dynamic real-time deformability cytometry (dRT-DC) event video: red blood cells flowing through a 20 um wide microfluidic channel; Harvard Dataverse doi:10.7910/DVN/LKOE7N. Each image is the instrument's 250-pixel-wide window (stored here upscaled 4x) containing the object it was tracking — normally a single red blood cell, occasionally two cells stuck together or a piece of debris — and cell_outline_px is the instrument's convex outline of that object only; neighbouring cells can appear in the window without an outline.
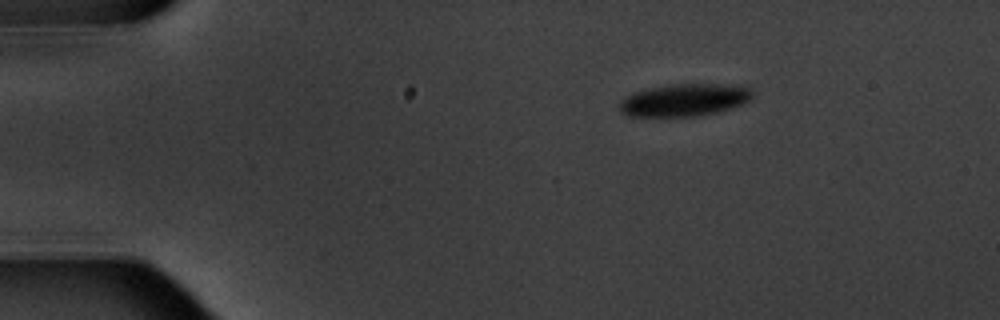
{"species": "common noctule bat (a hibernating species)", "species_latin": "Nyctalus noctula", "temperature_condition": "warm", "stored_images_in_passage": 3, "camera_frame_rate_fps": 3000, "um_per_image_px": 0.085, "animal": {"sex": "male", "body_mass_g": 20.1, "forearm_length_mm": 53.5}, "frame": {"image": 1, "passage_image": 1, "time_ms": 0.0, "image_size_px": [1000, 320], "cell_outline_px": [[752, 96], [744, 104], [716, 112], [696, 116], [628, 116], [620, 112], [620, 100], [632, 92], [648, 88], [668, 84], [744, 84], [752, 88]], "centroid_in_image_um": [58.19, 8.48], "position_along_channel_um": 26.8, "area_um2": 25.43}}